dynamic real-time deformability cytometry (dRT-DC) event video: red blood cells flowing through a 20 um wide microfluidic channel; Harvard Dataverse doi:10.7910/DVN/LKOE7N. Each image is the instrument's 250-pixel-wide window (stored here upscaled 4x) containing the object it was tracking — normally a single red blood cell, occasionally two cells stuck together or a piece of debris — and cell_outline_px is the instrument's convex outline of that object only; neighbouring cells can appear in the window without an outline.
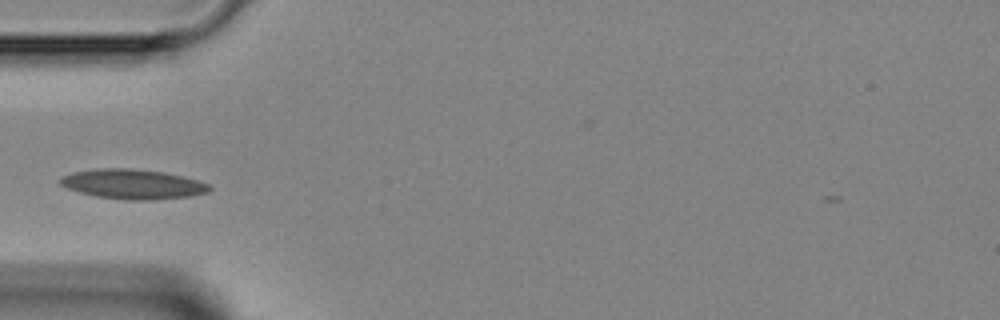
{"species": "Egyptian fruit bat (a non-hibernating species)", "species_latin": "Rousettus aegyptiacus", "temperature_condition": "room temperature", "stored_images_in_passage": 1, "camera_frame_rate_fps": 3000, "um_per_image_px": 0.085, "animal": {"sex": "female"}, "frame": {"image": 1, "passage_image": 1, "time_ms": 0.0, "image_size_px": [1000, 320], "cell_outline_px": [[212, 188], [208, 192], [192, 196], [152, 200], [128, 200], [96, 196], [80, 192], [68, 188], [60, 184], [60, 176], [72, 172], [96, 168], [132, 168], [164, 172], [184, 176], [208, 184]], "centroid_in_image_um": [11.29, 15.64], "position_along_channel_um": 73.7, "area_um2": 25.95}}